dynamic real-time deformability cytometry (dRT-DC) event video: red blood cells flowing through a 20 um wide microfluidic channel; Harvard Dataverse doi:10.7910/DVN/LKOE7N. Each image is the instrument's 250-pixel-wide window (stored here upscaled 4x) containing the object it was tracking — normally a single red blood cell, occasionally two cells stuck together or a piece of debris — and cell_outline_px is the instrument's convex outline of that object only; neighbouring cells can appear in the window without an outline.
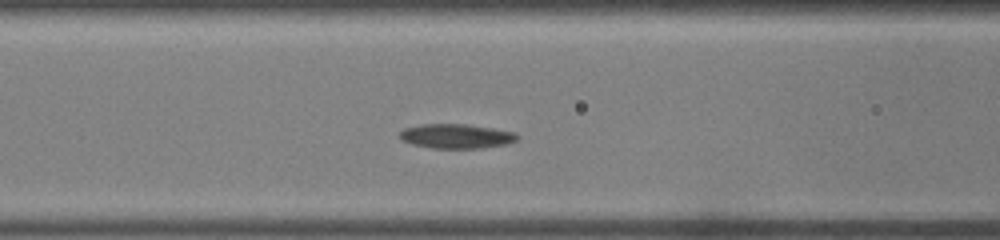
{"species": "common noctule bat (a hibernating species)", "species_latin": "Nyctalus noctula", "temperature_condition": "warm", "stored_images_in_passage": 35, "camera_frame_rate_fps": 3000, "um_per_image_px": 0.085, "animal": {"sex": "male", "body_mass_g": 19.0, "forearm_length_mm": 50.8}, "frame": {"image": 1, "passage_image": 11, "time_ms": 3.333, "image_size_px": [1000, 240], "cell_outline_px": [[520, 136], [516, 140], [504, 144], [480, 148], [432, 148], [412, 144], [400, 140], [400, 132], [404, 128], [424, 124], [464, 124], [492, 128], [516, 132]], "centroid_in_image_um": [38.77, 11.57], "position_along_channel_um": 127.8, "area_um2": 16.65}}
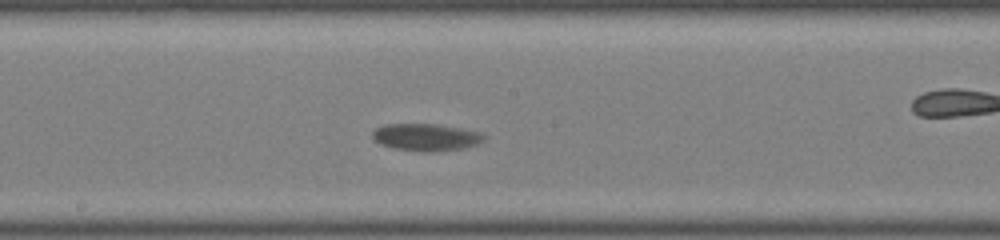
{"frame": {"image": 2, "passage_image": 16, "time_ms": 5.0, "image_size_px": [1000, 240], "cell_outline_px": [[484, 140], [476, 144], [464, 148], [436, 152], [428, 152], [396, 148], [380, 144], [372, 136], [372, 132], [376, 128], [384, 124], [436, 124], [460, 128], [480, 132], [484, 136]], "centroid_in_image_um": [36.21, 11.66], "position_along_channel_um": 212.0, "area_um2": 17.51}}